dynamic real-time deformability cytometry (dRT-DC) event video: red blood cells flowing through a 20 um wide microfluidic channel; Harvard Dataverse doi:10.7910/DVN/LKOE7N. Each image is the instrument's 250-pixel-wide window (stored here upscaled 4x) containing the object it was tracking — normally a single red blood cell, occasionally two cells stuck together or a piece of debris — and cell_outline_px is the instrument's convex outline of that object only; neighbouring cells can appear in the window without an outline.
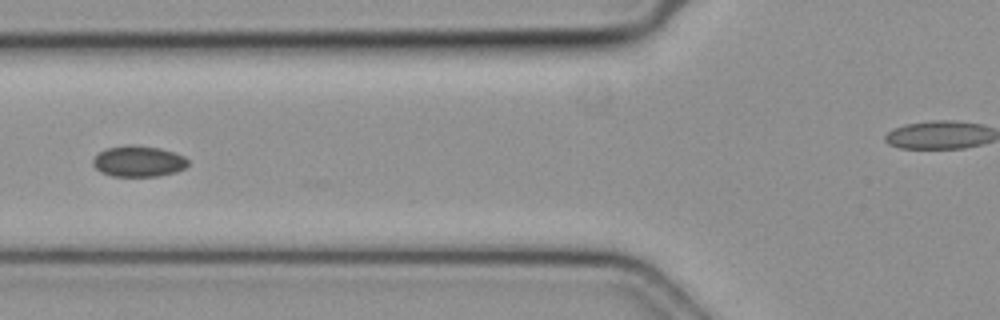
{"species": "common noctule bat (a hibernating species)", "species_latin": "Nyctalus noctula", "temperature_condition": "cold", "stored_images_in_passage": 23, "camera_frame_rate_fps": 3000, "um_per_image_px": 0.085, "animal": {"sex": "female", "body_mass_g": 19.3, "forearm_length_mm": 54.1}, "frame": {"image": 1, "passage_image": 19, "time_ms": 6.0, "image_size_px": [1000, 320], "cell_outline_px": [[188, 164], [184, 168], [176, 172], [160, 176], [112, 176], [100, 172], [92, 164], [92, 160], [100, 152], [108, 148], [128, 144], [132, 144], [160, 148], [184, 156], [188, 160]], "centroid_in_image_um": [11.77, 13.71], "position_along_channel_um": 114.0, "area_um2": 17.17}}